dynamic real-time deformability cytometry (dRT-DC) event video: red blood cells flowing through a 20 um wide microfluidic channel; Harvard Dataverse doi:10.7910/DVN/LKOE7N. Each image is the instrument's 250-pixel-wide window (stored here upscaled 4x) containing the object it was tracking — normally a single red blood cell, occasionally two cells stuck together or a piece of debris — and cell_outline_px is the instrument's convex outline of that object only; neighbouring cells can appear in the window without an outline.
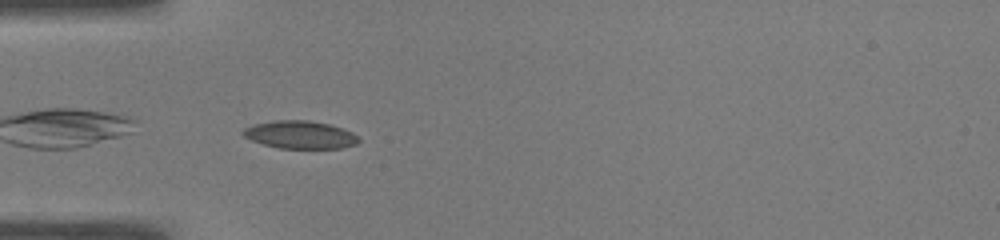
{"species": "common noctule bat (a hibernating species)", "species_latin": "Nyctalus noctula", "temperature_condition": "warm", "stored_images_in_passage": 38, "camera_frame_rate_fps": 3000, "um_per_image_px": 0.085, "animal": {"sex": "male", "body_mass_g": 19.0, "forearm_length_mm": 50.8}, "frame": {"image": 1, "passage_image": 1, "time_ms": 0.0, "image_size_px": [1000, 240], "cell_outline_px": [[360, 140], [356, 144], [340, 148], [280, 148], [264, 144], [252, 140], [244, 136], [240, 132], [244, 128], [256, 124], [276, 120], [308, 120], [328, 124], [352, 132]], "centroid_in_image_um": [25.49, 11.45], "position_along_channel_um": 59.5, "area_um2": 18.44}}
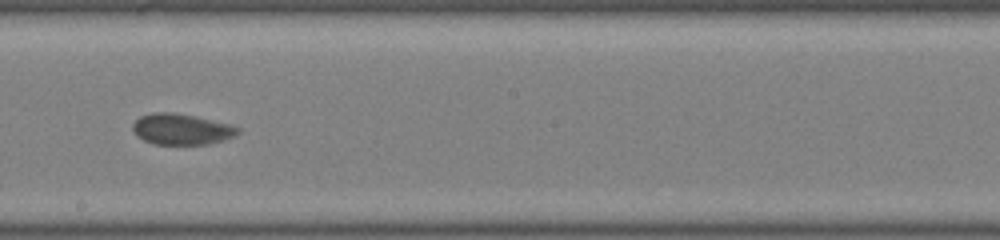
{"frame": {"image": 2, "passage_image": 15, "time_ms": 4.667, "image_size_px": [1000, 240], "cell_outline_px": [[240, 132], [236, 136], [208, 144], [152, 144], [136, 136], [132, 128], [132, 124], [140, 116], [152, 112], [176, 112], [196, 116], [228, 124], [240, 128]], "centroid_in_image_um": [15.4, 10.97], "position_along_channel_um": 232.8, "area_um2": 19.07}}
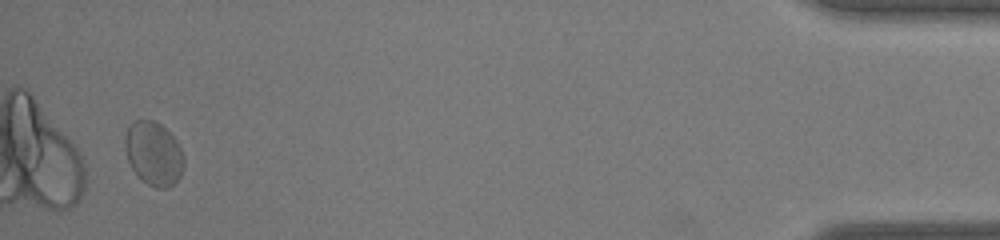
{"frame": {"image": 3, "passage_image": 36, "time_ms": 11.667, "image_size_px": [1000, 240], "cell_outline_px": [[184, 168], [180, 176], [168, 188], [156, 188], [148, 184], [132, 168], [128, 160], [124, 148], [124, 136], [128, 128], [136, 120], [152, 120], [160, 124], [176, 140], [184, 156]], "centroid_in_image_um": [13.06, 13.05], "position_along_channel_um": 422.1, "area_um2": 21.62}, "authors_computed_cell_mechanics": {"area_um2": 19.5942, "velocity_mm_per_s": 3.7973, "shape_relaxation_time_tau1_ms": 3.5735, "shape_relaxation_time_tau2_ms": null, "deformation_change_tau1": 0.1136, "deformation_change_tau2": null}}